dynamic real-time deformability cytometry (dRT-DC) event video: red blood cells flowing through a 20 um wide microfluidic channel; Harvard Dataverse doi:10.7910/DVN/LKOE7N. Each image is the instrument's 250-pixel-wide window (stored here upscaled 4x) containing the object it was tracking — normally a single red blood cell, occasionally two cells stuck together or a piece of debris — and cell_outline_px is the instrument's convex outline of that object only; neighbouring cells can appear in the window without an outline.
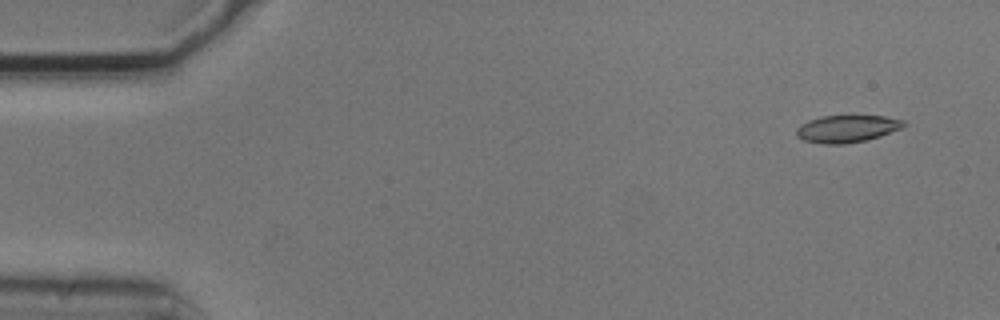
{"species": "common noctule bat (a hibernating species)", "species_latin": "Nyctalus noctula", "temperature_condition": "cold", "stored_images_in_passage": 9, "camera_frame_rate_fps": 3000, "um_per_image_px": 0.085, "animal": {"sex": "male", "body_mass_g": 20.5, "forearm_length_mm": 52.5}, "frame": {"image": 1, "passage_image": 1, "time_ms": 0.0, "image_size_px": [1000, 320], "cell_outline_px": [[908, 124], [904, 128], [880, 136], [864, 140], [844, 144], [824, 144], [804, 140], [796, 136], [796, 128], [800, 124], [808, 120], [820, 116], [884, 116], [904, 120]], "centroid_in_image_um": [72.01, 10.93], "position_along_channel_um": 13.0, "area_um2": 17.17}}
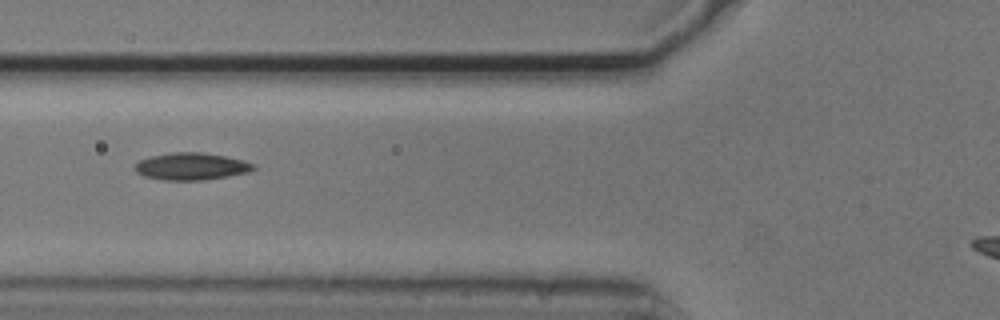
{"frame": {"image": 2, "passage_image": 6, "time_ms": 1.667, "image_size_px": [1000, 320], "cell_outline_px": [[256, 168], [248, 172], [204, 180], [160, 180], [144, 176], [136, 172], [132, 168], [140, 160], [152, 156], [172, 152], [200, 152], [224, 156], [244, 160], [256, 164]], "centroid_in_image_um": [16.25, 14.14], "position_along_channel_um": 109.6, "area_um2": 18.79}}
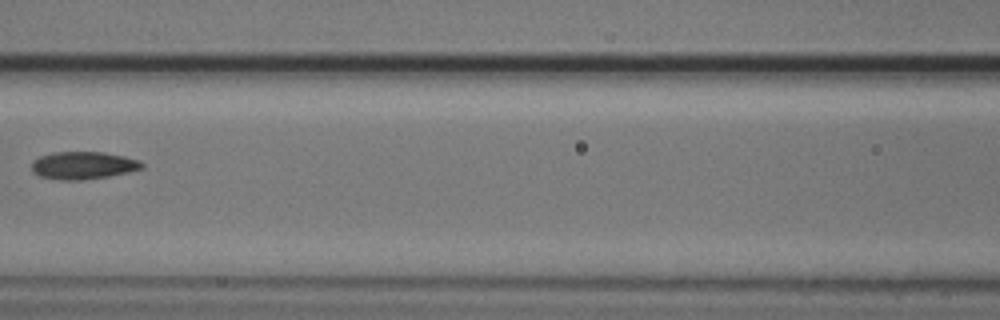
{"frame": {"image": 3, "passage_image": 7, "time_ms": 2.0, "image_size_px": [1000, 320], "cell_outline_px": [[144, 168], [108, 176], [84, 180], [60, 180], [40, 176], [32, 172], [32, 160], [40, 156], [56, 152], [104, 152], [124, 156], [140, 160], [144, 164]], "centroid_in_image_um": [7.07, 14.06], "position_along_channel_um": 159.5, "area_um2": 17.74}}